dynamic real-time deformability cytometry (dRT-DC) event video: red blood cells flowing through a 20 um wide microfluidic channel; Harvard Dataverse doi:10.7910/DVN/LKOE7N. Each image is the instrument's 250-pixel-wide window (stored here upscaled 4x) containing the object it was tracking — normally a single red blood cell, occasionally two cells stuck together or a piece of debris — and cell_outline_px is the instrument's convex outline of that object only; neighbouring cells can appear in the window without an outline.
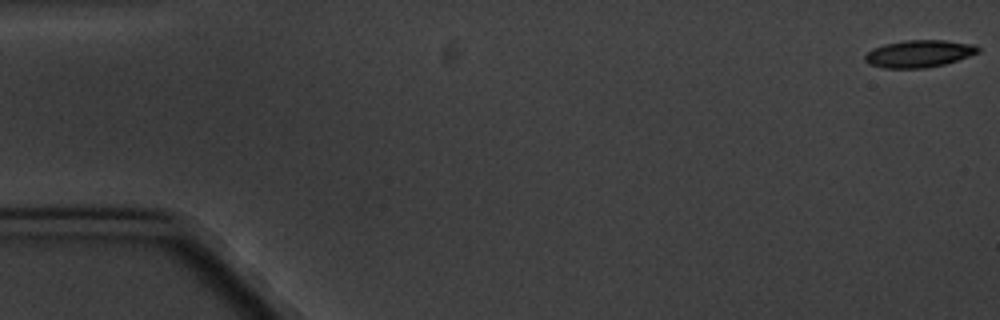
{"species": "common noctule bat (a hibernating species)", "species_latin": "Nyctalus noctula", "temperature_condition": "cold", "stored_images_in_passage": 6, "camera_frame_rate_fps": 3000, "um_per_image_px": 0.085, "animal": {"sex": "male", "body_mass_g": 20.1, "forearm_length_mm": 53.5}, "frame": {"image": 1, "passage_image": 1, "time_ms": 0.0, "image_size_px": [1000, 320], "cell_outline_px": [[980, 52], [944, 64], [924, 68], [884, 68], [868, 64], [864, 60], [864, 56], [872, 48], [884, 44], [904, 40], [944, 40], [972, 44], [980, 48]], "centroid_in_image_um": [78.08, 4.56], "position_along_channel_um": 6.9, "area_um2": 17.92}}
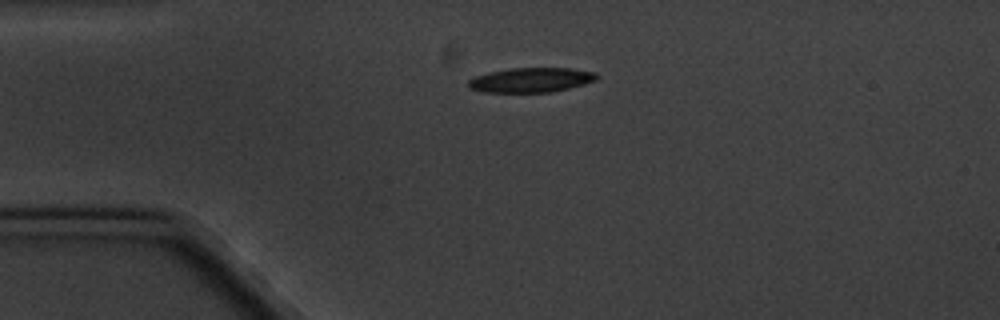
{"frame": {"image": 2, "passage_image": 4, "time_ms": 4.333, "image_size_px": [1000, 320], "cell_outline_px": [[600, 76], [596, 80], [584, 84], [552, 92], [484, 92], [468, 88], [468, 80], [476, 76], [488, 72], [512, 68], [572, 68], [596, 72]], "centroid_in_image_um": [45.16, 6.79], "position_along_channel_um": 39.8, "area_um2": 18.5}}